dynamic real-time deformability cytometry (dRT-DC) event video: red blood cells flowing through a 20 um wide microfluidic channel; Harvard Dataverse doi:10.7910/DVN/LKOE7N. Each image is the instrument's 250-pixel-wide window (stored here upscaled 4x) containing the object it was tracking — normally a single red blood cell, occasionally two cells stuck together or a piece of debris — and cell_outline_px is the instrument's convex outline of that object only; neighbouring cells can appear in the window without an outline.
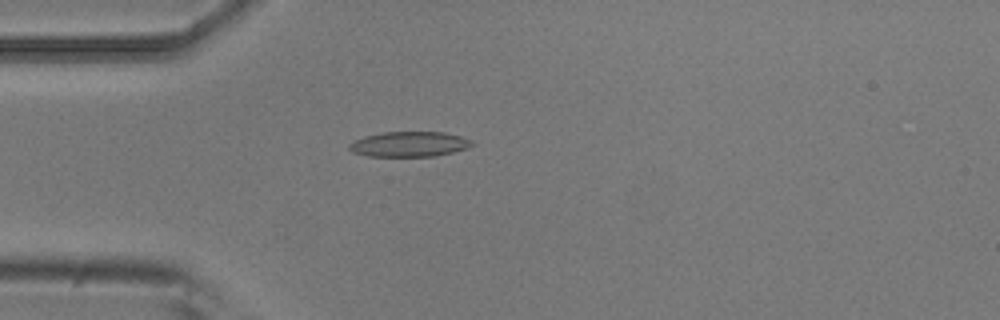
{"species": "common noctule bat (a hibernating species)", "species_latin": "Nyctalus noctula", "temperature_condition": "room temperature", "stored_images_in_passage": 4, "camera_frame_rate_fps": 3000, "um_per_image_px": 0.085, "animal": {"sex": "male", "body_mass_g": 20.5, "forearm_length_mm": 52.5}, "frame": {"image": 1, "passage_image": 3, "time_ms": 0.667, "image_size_px": [1000, 320], "cell_outline_px": [[476, 144], [452, 152], [432, 156], [368, 156], [352, 152], [348, 148], [348, 144], [352, 140], [364, 136], [380, 132], [444, 132], [460, 136], [472, 140]], "centroid_in_image_um": [34.73, 12.24], "position_along_channel_um": 50.3, "area_um2": 18.03}}